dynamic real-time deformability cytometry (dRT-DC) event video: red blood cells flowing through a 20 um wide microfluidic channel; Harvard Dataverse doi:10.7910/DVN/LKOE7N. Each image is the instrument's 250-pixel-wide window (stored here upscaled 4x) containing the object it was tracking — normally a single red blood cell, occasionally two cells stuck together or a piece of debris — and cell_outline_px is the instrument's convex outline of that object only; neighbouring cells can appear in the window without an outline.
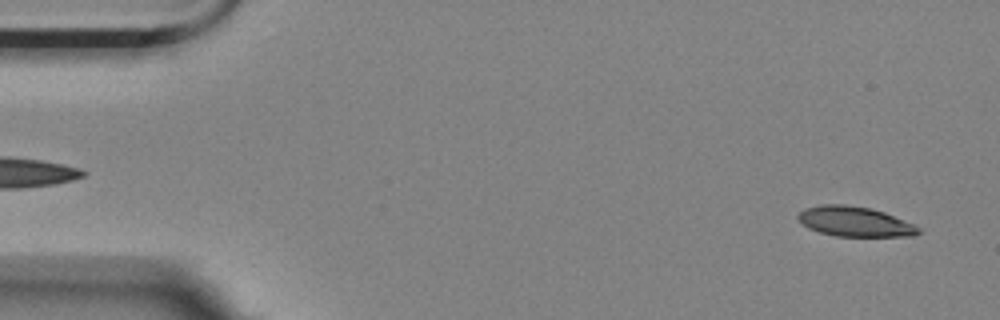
{"species": "Egyptian fruit bat (a non-hibernating species)", "species_latin": "Rousettus aegyptiacus", "temperature_condition": "room temperature", "stored_images_in_passage": 4, "segment_of_instrument_passage": [2, 2], "camera_frame_rate_fps": 3000, "um_per_image_px": 0.085, "animal": {"sex": "female"}, "frame": {"image": 1, "passage_image": 4, "time_ms": 1.0, "image_size_px": [1000, 320], "cell_outline_px": [[920, 232], [912, 236], [836, 236], [820, 232], [808, 228], [796, 216], [804, 208], [820, 204], [844, 204], [872, 208], [884, 212], [912, 224], [920, 228]], "centroid_in_image_um": [72.63, 18.82], "position_along_channel_um": 12.4, "area_um2": 20.87}}